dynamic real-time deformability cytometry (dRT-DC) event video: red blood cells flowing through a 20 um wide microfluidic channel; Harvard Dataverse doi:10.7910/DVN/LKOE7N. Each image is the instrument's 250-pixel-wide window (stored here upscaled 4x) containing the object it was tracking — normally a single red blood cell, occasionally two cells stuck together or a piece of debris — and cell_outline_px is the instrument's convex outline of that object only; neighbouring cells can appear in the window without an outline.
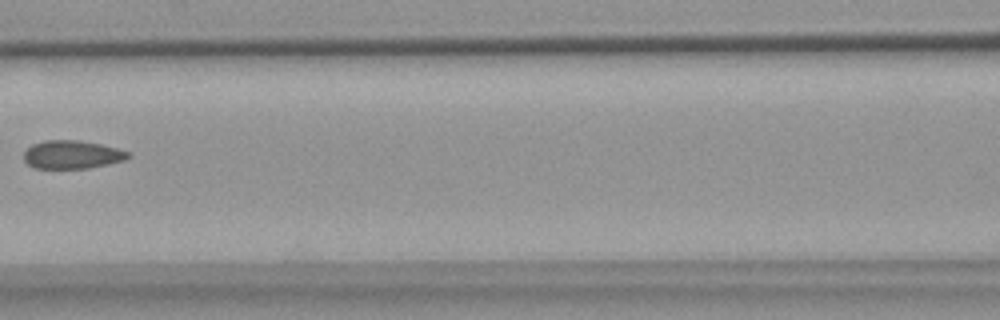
{"species": "common noctule bat (a hibernating species)", "species_latin": "Nyctalus noctula", "temperature_condition": "warm", "stored_images_in_passage": 7, "camera_frame_rate_fps": 3000, "um_per_image_px": 0.085, "animal": {"sex": "female", "body_mass_g": 18.4}, "frame": {"image": 1, "passage_image": 6, "time_ms": 7.0, "image_size_px": [1000, 320], "cell_outline_px": [[132, 156], [124, 160], [88, 168], [36, 168], [28, 164], [24, 160], [24, 152], [32, 144], [44, 140], [80, 140], [100, 144], [116, 148], [128, 152]], "centroid_in_image_um": [6.11, 13.13], "position_along_channel_um": 160.5, "area_um2": 17.05}}
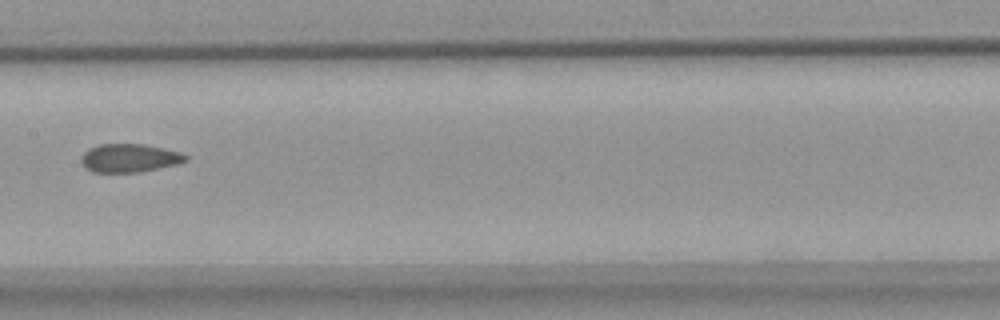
{"frame": {"image": 2, "passage_image": 7, "time_ms": 8.0, "image_size_px": [1000, 320], "cell_outline_px": [[188, 160], [176, 164], [136, 172], [92, 172], [84, 168], [80, 160], [80, 156], [88, 148], [100, 144], [144, 144], [180, 152], [188, 156]], "centroid_in_image_um": [10.94, 13.43], "position_along_channel_um": 196.5, "area_um2": 17.22}}